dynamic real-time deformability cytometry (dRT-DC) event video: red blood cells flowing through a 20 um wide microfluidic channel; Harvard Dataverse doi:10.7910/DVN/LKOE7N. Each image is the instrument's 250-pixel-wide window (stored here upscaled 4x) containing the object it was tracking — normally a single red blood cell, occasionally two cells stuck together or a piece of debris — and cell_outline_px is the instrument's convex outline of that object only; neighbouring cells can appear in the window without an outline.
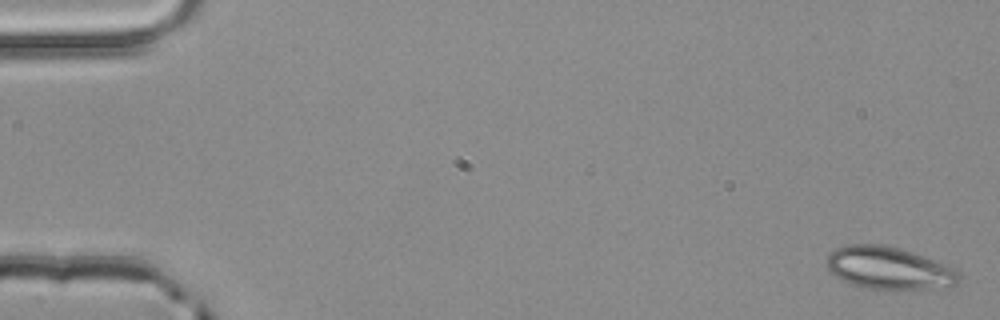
{"species": "common noctule bat (a hibernating species)", "species_latin": "Nyctalus noctula", "temperature_condition": "room temperature", "stored_images_in_passage": 4, "camera_frame_rate_fps": 3000, "um_per_image_px": 0.085, "animal": {"sex": "male", "body_mass_g": 20.4}, "frame": {"image": 1, "passage_image": 1, "time_ms": 0.0, "image_size_px": [1000, 320], "cell_outline_px": [[960, 280], [952, 288], [868, 288], [848, 284], [840, 280], [828, 272], [828, 256], [836, 248], [844, 244], [880, 244], [900, 248], [912, 252], [944, 264], [960, 272]], "centroid_in_image_um": [75.54, 22.79], "position_along_channel_um": 9.5, "area_um2": 32.66}}